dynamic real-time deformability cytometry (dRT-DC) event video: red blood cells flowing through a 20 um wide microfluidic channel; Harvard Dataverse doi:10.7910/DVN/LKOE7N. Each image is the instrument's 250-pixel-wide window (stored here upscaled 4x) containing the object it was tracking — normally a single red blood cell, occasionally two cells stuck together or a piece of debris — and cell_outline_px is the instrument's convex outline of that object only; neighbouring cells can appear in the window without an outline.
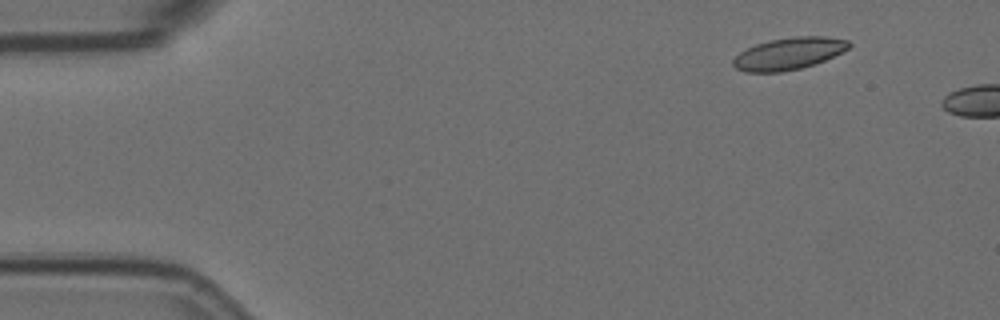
{"species": "Egyptian fruit bat (a non-hibernating species)", "species_latin": "Rousettus aegyptiacus", "temperature_condition": "room temperature", "stored_images_in_passage": 4, "camera_frame_rate_fps": 3000, "um_per_image_px": 0.085, "animal": {"sex": "female"}, "frame": {"image": 1, "passage_image": 2, "time_ms": 0.333, "image_size_px": [1000, 320], "cell_outline_px": [[852, 44], [848, 48], [824, 60], [800, 68], [780, 72], [744, 72], [736, 68], [732, 64], [732, 60], [740, 52], [756, 44], [768, 40], [796, 36], [824, 36], [848, 40]], "centroid_in_image_um": [67.01, 4.55], "position_along_channel_um": 18.0, "area_um2": 21.39}}